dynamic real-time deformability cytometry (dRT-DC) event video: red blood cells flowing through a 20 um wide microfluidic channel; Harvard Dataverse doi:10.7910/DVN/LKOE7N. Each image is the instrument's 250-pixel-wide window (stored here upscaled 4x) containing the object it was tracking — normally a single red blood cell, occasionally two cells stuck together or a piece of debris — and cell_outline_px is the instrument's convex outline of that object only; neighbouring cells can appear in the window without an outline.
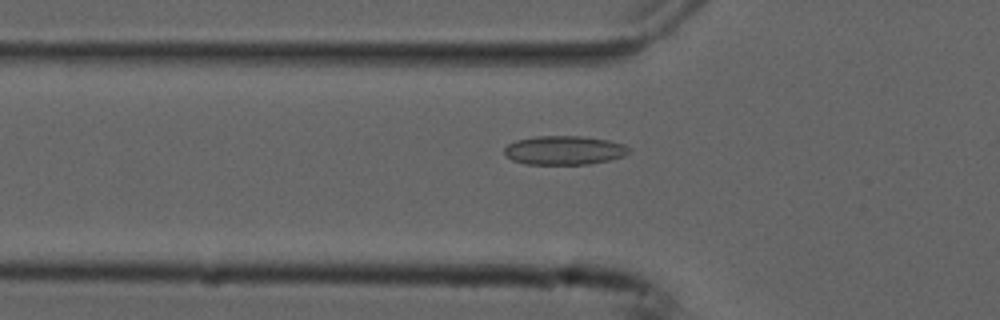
{"species": "common noctule bat (a hibernating species)", "species_latin": "Nyctalus noctula", "temperature_condition": "cold", "stored_images_in_passage": 54, "camera_frame_rate_fps": 3000, "um_per_image_px": 0.085, "animal": {"sex": "male", "forearm_length_mm": 52.5}, "frame": {"image": 1, "passage_image": 18, "time_ms": 5.667, "image_size_px": [1000, 320], "cell_outline_px": [[632, 148], [624, 156], [608, 160], [588, 164], [524, 164], [512, 160], [504, 152], [504, 148], [508, 144], [516, 140], [536, 136], [580, 136], [608, 140], [624, 144]], "centroid_in_image_um": [47.96, 12.77], "position_along_channel_um": 77.8, "area_um2": 20.98}}
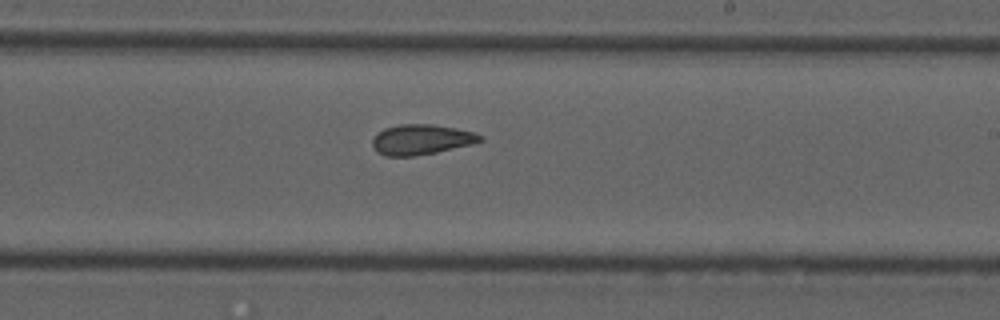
{"frame": {"image": 2, "passage_image": 32, "time_ms": 10.333, "image_size_px": [1000, 320], "cell_outline_px": [[484, 140], [472, 144], [436, 152], [412, 156], [384, 156], [376, 152], [372, 144], [372, 140], [376, 132], [384, 128], [400, 124], [432, 124], [456, 128], [476, 132], [484, 136]], "centroid_in_image_um": [35.81, 11.85], "position_along_channel_um": 253.2, "area_um2": 19.19}}
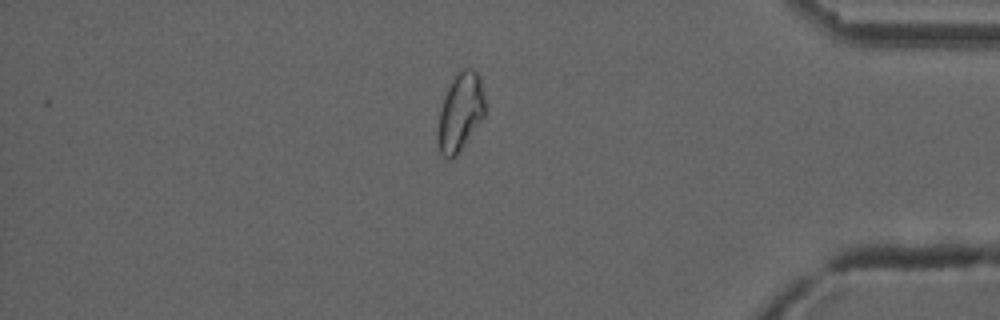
{"frame": {"image": 3, "passage_image": 46, "time_ms": 15.0, "image_size_px": [1000, 320], "cell_outline_px": [[484, 116], [456, 156], [452, 160], [448, 160], [440, 152], [436, 140], [436, 132], [440, 108], [444, 96], [452, 80], [460, 68], [472, 68], [480, 76], [484, 96]], "centroid_in_image_um": [39.09, 9.54], "position_along_channel_um": 396.1, "area_um2": 21.62}, "authors_computed_cell_mechanics": {"area_um2": 20.9525, "velocity_mm_per_s": 3.7512, "shape_relaxation_time_tau1_ms": null, "shape_relaxation_time_tau2_ms": 3.1824, "deformation_change_tau1": null, "deformation_change_tau2": 0.0802}}